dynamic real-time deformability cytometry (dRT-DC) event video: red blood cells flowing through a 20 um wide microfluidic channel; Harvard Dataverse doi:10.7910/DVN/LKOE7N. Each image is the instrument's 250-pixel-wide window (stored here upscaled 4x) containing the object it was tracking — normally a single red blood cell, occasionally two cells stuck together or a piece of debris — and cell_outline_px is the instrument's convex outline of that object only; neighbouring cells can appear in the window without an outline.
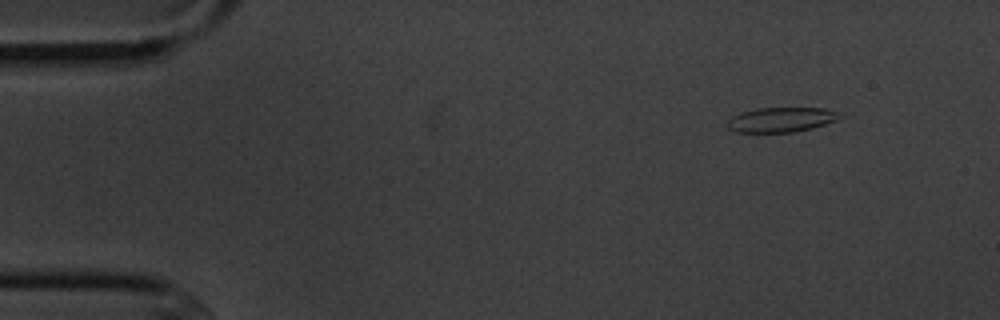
{"species": "common noctule bat (a hibernating species)", "species_latin": "Nyctalus noctula", "temperature_condition": "cold", "stored_images_in_passage": 5, "camera_frame_rate_fps": 3000, "um_per_image_px": 0.085, "animal": {"sex": "male", "body_mass_g": 20.1, "forearm_length_mm": 53.5}, "frame": {"image": 1, "passage_image": 2, "time_ms": 1.0, "image_size_px": [1000, 320], "cell_outline_px": [[844, 116], [836, 120], [812, 128], [792, 132], [736, 132], [728, 128], [728, 120], [732, 116], [740, 112], [756, 108], [824, 108], [836, 112]], "centroid_in_image_um": [66.38, 10.17], "position_along_channel_um": 18.6, "area_um2": 16.13}}